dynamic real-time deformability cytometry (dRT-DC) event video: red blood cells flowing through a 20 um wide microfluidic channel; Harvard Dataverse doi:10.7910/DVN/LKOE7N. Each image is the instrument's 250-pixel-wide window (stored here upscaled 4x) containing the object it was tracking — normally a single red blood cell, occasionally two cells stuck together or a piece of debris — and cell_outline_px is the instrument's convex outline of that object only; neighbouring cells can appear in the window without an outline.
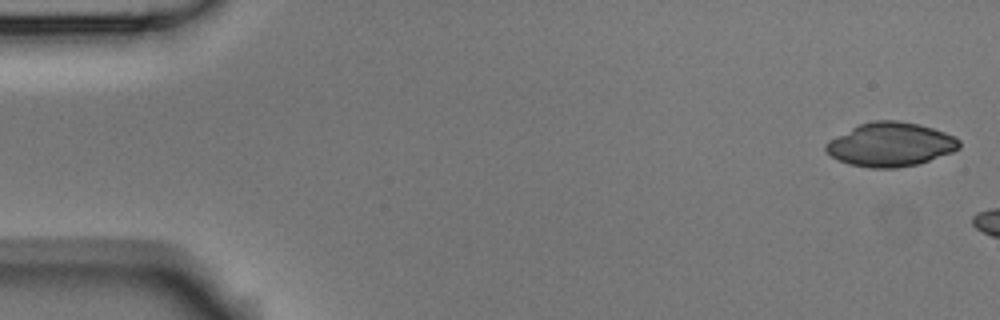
{"species": "Egyptian fruit bat (a non-hibernating species)", "species_latin": "Rousettus aegyptiacus", "temperature_condition": "room temperature", "stored_images_in_passage": 3, "camera_frame_rate_fps": 3000, "um_per_image_px": 0.085, "animal": {"sex": "male"}, "frame": {"image": 1, "passage_image": 1, "time_ms": 0.0, "image_size_px": [1000, 320], "cell_outline_px": [[960, 148], [952, 152], [916, 164], [896, 168], [868, 168], [848, 164], [832, 156], [824, 148], [824, 144], [828, 140], [860, 124], [872, 120], [900, 120], [920, 124], [956, 136], [960, 140]], "centroid_in_image_um": [75.69, 12.27], "position_along_channel_um": 9.3, "area_um2": 34.1}}